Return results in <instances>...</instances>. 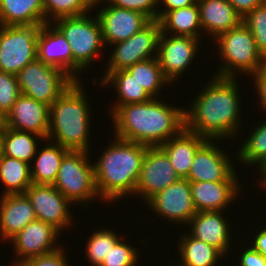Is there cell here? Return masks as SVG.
<instances>
[{
	"label": "cell",
	"instance_id": "obj_36",
	"mask_svg": "<svg viewBox=\"0 0 266 266\" xmlns=\"http://www.w3.org/2000/svg\"><path fill=\"white\" fill-rule=\"evenodd\" d=\"M242 23L251 31L257 49L266 59V2L247 14Z\"/></svg>",
	"mask_w": 266,
	"mask_h": 266
},
{
	"label": "cell",
	"instance_id": "obj_22",
	"mask_svg": "<svg viewBox=\"0 0 266 266\" xmlns=\"http://www.w3.org/2000/svg\"><path fill=\"white\" fill-rule=\"evenodd\" d=\"M36 219L31 201L25 193L1 196L0 239L9 242L27 224Z\"/></svg>",
	"mask_w": 266,
	"mask_h": 266
},
{
	"label": "cell",
	"instance_id": "obj_1",
	"mask_svg": "<svg viewBox=\"0 0 266 266\" xmlns=\"http://www.w3.org/2000/svg\"><path fill=\"white\" fill-rule=\"evenodd\" d=\"M184 110L185 129L207 138L223 141L239 136L242 102L236 78L214 76Z\"/></svg>",
	"mask_w": 266,
	"mask_h": 266
},
{
	"label": "cell",
	"instance_id": "obj_33",
	"mask_svg": "<svg viewBox=\"0 0 266 266\" xmlns=\"http://www.w3.org/2000/svg\"><path fill=\"white\" fill-rule=\"evenodd\" d=\"M258 124V126L253 129L252 133L248 138L245 139L244 145L240 144V149L236 153L238 163H243V165H258L259 168L262 163L266 160V121Z\"/></svg>",
	"mask_w": 266,
	"mask_h": 266
},
{
	"label": "cell",
	"instance_id": "obj_27",
	"mask_svg": "<svg viewBox=\"0 0 266 266\" xmlns=\"http://www.w3.org/2000/svg\"><path fill=\"white\" fill-rule=\"evenodd\" d=\"M161 33L200 39L202 27L197 1L188 7L167 12L160 20ZM200 31V32H199Z\"/></svg>",
	"mask_w": 266,
	"mask_h": 266
},
{
	"label": "cell",
	"instance_id": "obj_29",
	"mask_svg": "<svg viewBox=\"0 0 266 266\" xmlns=\"http://www.w3.org/2000/svg\"><path fill=\"white\" fill-rule=\"evenodd\" d=\"M177 244L181 262L172 266H216L220 259L225 258L217 248L188 233H183Z\"/></svg>",
	"mask_w": 266,
	"mask_h": 266
},
{
	"label": "cell",
	"instance_id": "obj_14",
	"mask_svg": "<svg viewBox=\"0 0 266 266\" xmlns=\"http://www.w3.org/2000/svg\"><path fill=\"white\" fill-rule=\"evenodd\" d=\"M31 201L36 218L51 224L60 232L72 225L70 204L54 185L32 184L25 192Z\"/></svg>",
	"mask_w": 266,
	"mask_h": 266
},
{
	"label": "cell",
	"instance_id": "obj_10",
	"mask_svg": "<svg viewBox=\"0 0 266 266\" xmlns=\"http://www.w3.org/2000/svg\"><path fill=\"white\" fill-rule=\"evenodd\" d=\"M161 34L159 20H152L129 39L113 44L104 72H114L157 57L158 41Z\"/></svg>",
	"mask_w": 266,
	"mask_h": 266
},
{
	"label": "cell",
	"instance_id": "obj_28",
	"mask_svg": "<svg viewBox=\"0 0 266 266\" xmlns=\"http://www.w3.org/2000/svg\"><path fill=\"white\" fill-rule=\"evenodd\" d=\"M101 78L103 87L109 86L114 88L118 94V101L113 106H123L135 103H144L152 99L146 90L136 81L135 77L126 69L117 70L114 72H104ZM114 86V87H113Z\"/></svg>",
	"mask_w": 266,
	"mask_h": 266
},
{
	"label": "cell",
	"instance_id": "obj_35",
	"mask_svg": "<svg viewBox=\"0 0 266 266\" xmlns=\"http://www.w3.org/2000/svg\"><path fill=\"white\" fill-rule=\"evenodd\" d=\"M90 236L85 244V254L92 266H100L106 255L110 253L111 247H114L121 238L123 239L122 236L120 237L119 234L108 228L96 230Z\"/></svg>",
	"mask_w": 266,
	"mask_h": 266
},
{
	"label": "cell",
	"instance_id": "obj_31",
	"mask_svg": "<svg viewBox=\"0 0 266 266\" xmlns=\"http://www.w3.org/2000/svg\"><path fill=\"white\" fill-rule=\"evenodd\" d=\"M31 165L0 154V182L6 187L3 194H23L33 184L31 179Z\"/></svg>",
	"mask_w": 266,
	"mask_h": 266
},
{
	"label": "cell",
	"instance_id": "obj_25",
	"mask_svg": "<svg viewBox=\"0 0 266 266\" xmlns=\"http://www.w3.org/2000/svg\"><path fill=\"white\" fill-rule=\"evenodd\" d=\"M43 0H0V25L42 26Z\"/></svg>",
	"mask_w": 266,
	"mask_h": 266
},
{
	"label": "cell",
	"instance_id": "obj_2",
	"mask_svg": "<svg viewBox=\"0 0 266 266\" xmlns=\"http://www.w3.org/2000/svg\"><path fill=\"white\" fill-rule=\"evenodd\" d=\"M111 109L114 136L148 147H160L185 128V109L158 98Z\"/></svg>",
	"mask_w": 266,
	"mask_h": 266
},
{
	"label": "cell",
	"instance_id": "obj_39",
	"mask_svg": "<svg viewBox=\"0 0 266 266\" xmlns=\"http://www.w3.org/2000/svg\"><path fill=\"white\" fill-rule=\"evenodd\" d=\"M105 2L109 5L140 12L148 16L151 20H158L157 7L159 6V0H97L96 5Z\"/></svg>",
	"mask_w": 266,
	"mask_h": 266
},
{
	"label": "cell",
	"instance_id": "obj_41",
	"mask_svg": "<svg viewBox=\"0 0 266 266\" xmlns=\"http://www.w3.org/2000/svg\"><path fill=\"white\" fill-rule=\"evenodd\" d=\"M240 254L238 266H266V257L254 250L250 245Z\"/></svg>",
	"mask_w": 266,
	"mask_h": 266
},
{
	"label": "cell",
	"instance_id": "obj_37",
	"mask_svg": "<svg viewBox=\"0 0 266 266\" xmlns=\"http://www.w3.org/2000/svg\"><path fill=\"white\" fill-rule=\"evenodd\" d=\"M136 250V247L133 248L132 245L124 242V239H120L114 247H111L110 253L106 255L100 266H136L137 261L139 263L137 260L139 253Z\"/></svg>",
	"mask_w": 266,
	"mask_h": 266
},
{
	"label": "cell",
	"instance_id": "obj_7",
	"mask_svg": "<svg viewBox=\"0 0 266 266\" xmlns=\"http://www.w3.org/2000/svg\"><path fill=\"white\" fill-rule=\"evenodd\" d=\"M89 13L80 16L61 17L54 20V25L69 42L73 60L85 71L104 46L102 28L96 16Z\"/></svg>",
	"mask_w": 266,
	"mask_h": 266
},
{
	"label": "cell",
	"instance_id": "obj_24",
	"mask_svg": "<svg viewBox=\"0 0 266 266\" xmlns=\"http://www.w3.org/2000/svg\"><path fill=\"white\" fill-rule=\"evenodd\" d=\"M208 139L187 129H183L178 135L171 137L160 146L167 154L180 178H186L190 172L192 162L197 150Z\"/></svg>",
	"mask_w": 266,
	"mask_h": 266
},
{
	"label": "cell",
	"instance_id": "obj_5",
	"mask_svg": "<svg viewBox=\"0 0 266 266\" xmlns=\"http://www.w3.org/2000/svg\"><path fill=\"white\" fill-rule=\"evenodd\" d=\"M215 42L218 44L217 49L223 65L214 76L236 78L238 73L243 72L250 76L266 62L257 49L251 31L243 23L220 34Z\"/></svg>",
	"mask_w": 266,
	"mask_h": 266
},
{
	"label": "cell",
	"instance_id": "obj_11",
	"mask_svg": "<svg viewBox=\"0 0 266 266\" xmlns=\"http://www.w3.org/2000/svg\"><path fill=\"white\" fill-rule=\"evenodd\" d=\"M147 208L152 209L156 216L168 222L188 225L197 213L193 204L190 181L180 178L166 189L156 193L147 202Z\"/></svg>",
	"mask_w": 266,
	"mask_h": 266
},
{
	"label": "cell",
	"instance_id": "obj_38",
	"mask_svg": "<svg viewBox=\"0 0 266 266\" xmlns=\"http://www.w3.org/2000/svg\"><path fill=\"white\" fill-rule=\"evenodd\" d=\"M20 95L17 76L0 71V109L7 114Z\"/></svg>",
	"mask_w": 266,
	"mask_h": 266
},
{
	"label": "cell",
	"instance_id": "obj_9",
	"mask_svg": "<svg viewBox=\"0 0 266 266\" xmlns=\"http://www.w3.org/2000/svg\"><path fill=\"white\" fill-rule=\"evenodd\" d=\"M40 26L0 25V71L17 75L37 59Z\"/></svg>",
	"mask_w": 266,
	"mask_h": 266
},
{
	"label": "cell",
	"instance_id": "obj_45",
	"mask_svg": "<svg viewBox=\"0 0 266 266\" xmlns=\"http://www.w3.org/2000/svg\"><path fill=\"white\" fill-rule=\"evenodd\" d=\"M257 232V234L255 233L254 240L250 242V246L266 257V227Z\"/></svg>",
	"mask_w": 266,
	"mask_h": 266
},
{
	"label": "cell",
	"instance_id": "obj_30",
	"mask_svg": "<svg viewBox=\"0 0 266 266\" xmlns=\"http://www.w3.org/2000/svg\"><path fill=\"white\" fill-rule=\"evenodd\" d=\"M37 139L45 141L42 136L35 133L6 127L0 133L1 154L32 164L38 147Z\"/></svg>",
	"mask_w": 266,
	"mask_h": 266
},
{
	"label": "cell",
	"instance_id": "obj_20",
	"mask_svg": "<svg viewBox=\"0 0 266 266\" xmlns=\"http://www.w3.org/2000/svg\"><path fill=\"white\" fill-rule=\"evenodd\" d=\"M226 211H200L189 221L188 233L196 239L217 248L225 257L231 251V231L227 222ZM226 218V219H225ZM191 231V232H190ZM230 243V245H229Z\"/></svg>",
	"mask_w": 266,
	"mask_h": 266
},
{
	"label": "cell",
	"instance_id": "obj_3",
	"mask_svg": "<svg viewBox=\"0 0 266 266\" xmlns=\"http://www.w3.org/2000/svg\"><path fill=\"white\" fill-rule=\"evenodd\" d=\"M114 139L93 163L98 194L108 203L122 200L128 194L135 195L142 161L148 148L118 137Z\"/></svg>",
	"mask_w": 266,
	"mask_h": 266
},
{
	"label": "cell",
	"instance_id": "obj_13",
	"mask_svg": "<svg viewBox=\"0 0 266 266\" xmlns=\"http://www.w3.org/2000/svg\"><path fill=\"white\" fill-rule=\"evenodd\" d=\"M167 154L160 147H148L142 161L135 194L146 203L156 193L179 180Z\"/></svg>",
	"mask_w": 266,
	"mask_h": 266
},
{
	"label": "cell",
	"instance_id": "obj_48",
	"mask_svg": "<svg viewBox=\"0 0 266 266\" xmlns=\"http://www.w3.org/2000/svg\"><path fill=\"white\" fill-rule=\"evenodd\" d=\"M14 266H23L22 264H14Z\"/></svg>",
	"mask_w": 266,
	"mask_h": 266
},
{
	"label": "cell",
	"instance_id": "obj_23",
	"mask_svg": "<svg viewBox=\"0 0 266 266\" xmlns=\"http://www.w3.org/2000/svg\"><path fill=\"white\" fill-rule=\"evenodd\" d=\"M201 27L205 33L217 38L220 34L239 26L242 17L234 10L228 0H196Z\"/></svg>",
	"mask_w": 266,
	"mask_h": 266
},
{
	"label": "cell",
	"instance_id": "obj_15",
	"mask_svg": "<svg viewBox=\"0 0 266 266\" xmlns=\"http://www.w3.org/2000/svg\"><path fill=\"white\" fill-rule=\"evenodd\" d=\"M201 39L160 34L157 60L164 76L172 83L177 82L187 67L191 66ZM174 81V82H173Z\"/></svg>",
	"mask_w": 266,
	"mask_h": 266
},
{
	"label": "cell",
	"instance_id": "obj_6",
	"mask_svg": "<svg viewBox=\"0 0 266 266\" xmlns=\"http://www.w3.org/2000/svg\"><path fill=\"white\" fill-rule=\"evenodd\" d=\"M89 151L70 150L61 162L54 187L73 205L88 206L100 198L95 183L94 165L89 161Z\"/></svg>",
	"mask_w": 266,
	"mask_h": 266
},
{
	"label": "cell",
	"instance_id": "obj_12",
	"mask_svg": "<svg viewBox=\"0 0 266 266\" xmlns=\"http://www.w3.org/2000/svg\"><path fill=\"white\" fill-rule=\"evenodd\" d=\"M207 140L196 152L190 172L186 177L190 182L239 181L233 160L215 144Z\"/></svg>",
	"mask_w": 266,
	"mask_h": 266
},
{
	"label": "cell",
	"instance_id": "obj_19",
	"mask_svg": "<svg viewBox=\"0 0 266 266\" xmlns=\"http://www.w3.org/2000/svg\"><path fill=\"white\" fill-rule=\"evenodd\" d=\"M50 106L21 94L6 114V127L35 133L47 140Z\"/></svg>",
	"mask_w": 266,
	"mask_h": 266
},
{
	"label": "cell",
	"instance_id": "obj_44",
	"mask_svg": "<svg viewBox=\"0 0 266 266\" xmlns=\"http://www.w3.org/2000/svg\"><path fill=\"white\" fill-rule=\"evenodd\" d=\"M195 2L196 0H159V8L161 7L160 5L163 4L164 11H161V9L158 11V20H160L169 11L188 7L193 5Z\"/></svg>",
	"mask_w": 266,
	"mask_h": 266
},
{
	"label": "cell",
	"instance_id": "obj_40",
	"mask_svg": "<svg viewBox=\"0 0 266 266\" xmlns=\"http://www.w3.org/2000/svg\"><path fill=\"white\" fill-rule=\"evenodd\" d=\"M66 249L60 248L52 253L30 258L23 266H70L66 259Z\"/></svg>",
	"mask_w": 266,
	"mask_h": 266
},
{
	"label": "cell",
	"instance_id": "obj_4",
	"mask_svg": "<svg viewBox=\"0 0 266 266\" xmlns=\"http://www.w3.org/2000/svg\"><path fill=\"white\" fill-rule=\"evenodd\" d=\"M82 83H72L50 106L47 139L68 150L90 152L91 107Z\"/></svg>",
	"mask_w": 266,
	"mask_h": 266
},
{
	"label": "cell",
	"instance_id": "obj_34",
	"mask_svg": "<svg viewBox=\"0 0 266 266\" xmlns=\"http://www.w3.org/2000/svg\"><path fill=\"white\" fill-rule=\"evenodd\" d=\"M96 2L97 0H43L44 23L53 22L61 17L80 16L89 13L90 10L96 8Z\"/></svg>",
	"mask_w": 266,
	"mask_h": 266
},
{
	"label": "cell",
	"instance_id": "obj_42",
	"mask_svg": "<svg viewBox=\"0 0 266 266\" xmlns=\"http://www.w3.org/2000/svg\"><path fill=\"white\" fill-rule=\"evenodd\" d=\"M255 89L257 90L261 109L266 111V62L253 74Z\"/></svg>",
	"mask_w": 266,
	"mask_h": 266
},
{
	"label": "cell",
	"instance_id": "obj_17",
	"mask_svg": "<svg viewBox=\"0 0 266 266\" xmlns=\"http://www.w3.org/2000/svg\"><path fill=\"white\" fill-rule=\"evenodd\" d=\"M60 233L54 226L41 220L30 222L10 239L18 258L12 264H23L30 258L60 249L62 246L57 244L58 237H61Z\"/></svg>",
	"mask_w": 266,
	"mask_h": 266
},
{
	"label": "cell",
	"instance_id": "obj_47",
	"mask_svg": "<svg viewBox=\"0 0 266 266\" xmlns=\"http://www.w3.org/2000/svg\"><path fill=\"white\" fill-rule=\"evenodd\" d=\"M6 128V113L0 109V133Z\"/></svg>",
	"mask_w": 266,
	"mask_h": 266
},
{
	"label": "cell",
	"instance_id": "obj_43",
	"mask_svg": "<svg viewBox=\"0 0 266 266\" xmlns=\"http://www.w3.org/2000/svg\"><path fill=\"white\" fill-rule=\"evenodd\" d=\"M234 7V10L242 17V19L253 11L256 7L263 5L266 0H228Z\"/></svg>",
	"mask_w": 266,
	"mask_h": 266
},
{
	"label": "cell",
	"instance_id": "obj_32",
	"mask_svg": "<svg viewBox=\"0 0 266 266\" xmlns=\"http://www.w3.org/2000/svg\"><path fill=\"white\" fill-rule=\"evenodd\" d=\"M126 70L135 77L136 81L152 98H158L160 92L163 91L161 90L162 87L167 86V84L169 86L171 83L164 76L157 58L136 63Z\"/></svg>",
	"mask_w": 266,
	"mask_h": 266
},
{
	"label": "cell",
	"instance_id": "obj_18",
	"mask_svg": "<svg viewBox=\"0 0 266 266\" xmlns=\"http://www.w3.org/2000/svg\"><path fill=\"white\" fill-rule=\"evenodd\" d=\"M104 44L115 43L129 39L139 32L152 20L137 11L121 9L112 5H106L97 10Z\"/></svg>",
	"mask_w": 266,
	"mask_h": 266
},
{
	"label": "cell",
	"instance_id": "obj_16",
	"mask_svg": "<svg viewBox=\"0 0 266 266\" xmlns=\"http://www.w3.org/2000/svg\"><path fill=\"white\" fill-rule=\"evenodd\" d=\"M37 59L63 70L74 81H82L79 78L84 70L73 60L69 42L53 22L40 26L37 38Z\"/></svg>",
	"mask_w": 266,
	"mask_h": 266
},
{
	"label": "cell",
	"instance_id": "obj_8",
	"mask_svg": "<svg viewBox=\"0 0 266 266\" xmlns=\"http://www.w3.org/2000/svg\"><path fill=\"white\" fill-rule=\"evenodd\" d=\"M21 94L51 106L75 81L63 70L35 59L18 72Z\"/></svg>",
	"mask_w": 266,
	"mask_h": 266
},
{
	"label": "cell",
	"instance_id": "obj_46",
	"mask_svg": "<svg viewBox=\"0 0 266 266\" xmlns=\"http://www.w3.org/2000/svg\"><path fill=\"white\" fill-rule=\"evenodd\" d=\"M258 174H260L261 180L259 181V186L261 189L264 187L266 189V160L262 163V165L258 169Z\"/></svg>",
	"mask_w": 266,
	"mask_h": 266
},
{
	"label": "cell",
	"instance_id": "obj_21",
	"mask_svg": "<svg viewBox=\"0 0 266 266\" xmlns=\"http://www.w3.org/2000/svg\"><path fill=\"white\" fill-rule=\"evenodd\" d=\"M238 183L240 181L190 182L192 200L197 212L225 211L237 200L236 197L240 196L242 189Z\"/></svg>",
	"mask_w": 266,
	"mask_h": 266
},
{
	"label": "cell",
	"instance_id": "obj_26",
	"mask_svg": "<svg viewBox=\"0 0 266 266\" xmlns=\"http://www.w3.org/2000/svg\"><path fill=\"white\" fill-rule=\"evenodd\" d=\"M45 142V146L41 147L42 149L38 147L36 155L33 157L32 162H35L32 165L33 167H30L31 179L33 184L53 185L63 157L70 150L54 143V141H48V139Z\"/></svg>",
	"mask_w": 266,
	"mask_h": 266
}]
</instances>
